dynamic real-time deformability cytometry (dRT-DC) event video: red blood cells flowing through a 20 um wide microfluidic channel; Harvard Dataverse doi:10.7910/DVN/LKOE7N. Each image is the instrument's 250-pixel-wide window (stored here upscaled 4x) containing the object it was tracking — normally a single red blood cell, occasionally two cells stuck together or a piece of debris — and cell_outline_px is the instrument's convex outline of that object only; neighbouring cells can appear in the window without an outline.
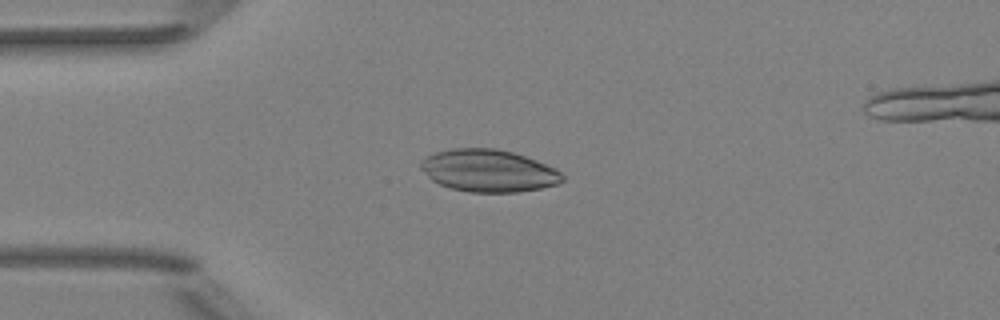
{"species": "Egyptian fruit bat (a non-hibernating species)", "species_latin": "Rousettus aegyptiacus", "temperature_condition": "room temperature", "stored_images_in_passage": 3, "camera_frame_rate_fps": 3000, "um_per_image_px": 0.085, "animal": {"sex": "female"}, "frame": {"image": 1, "passage_image": 1, "time_ms": 0.0, "image_size_px": [1000, 320], "cell_outline_px": [[564, 180], [556, 184], [540, 188], [516, 192], [468, 192], [452, 188], [440, 184], [432, 180], [420, 168], [420, 160], [436, 152], [452, 148], [496, 148], [512, 152], [536, 160], [556, 168], [564, 176]], "centroid_in_image_um": [41.52, 14.5], "position_along_channel_um": 43.5, "area_um2": 34.8}}
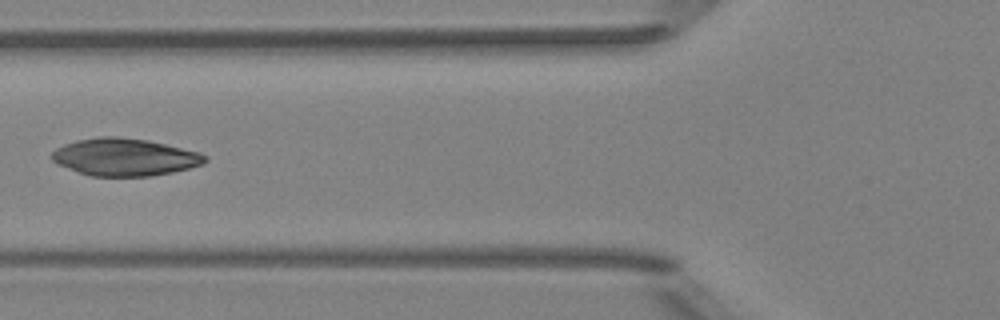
{"frame": {"image": 2, "passage_image": 3, "time_ms": 2.333, "image_size_px": [1000, 320], "cell_outline_px": [[208, 160], [204, 164], [172, 172], [148, 176], [92, 176], [56, 164], [52, 160], [52, 152], [56, 148], [64, 144], [76, 140], [100, 136], [116, 136], [148, 140], [200, 152], [208, 156]], "centroid_in_image_um": [10.61, 13.34], "position_along_channel_um": 115.2, "area_um2": 33.41}}